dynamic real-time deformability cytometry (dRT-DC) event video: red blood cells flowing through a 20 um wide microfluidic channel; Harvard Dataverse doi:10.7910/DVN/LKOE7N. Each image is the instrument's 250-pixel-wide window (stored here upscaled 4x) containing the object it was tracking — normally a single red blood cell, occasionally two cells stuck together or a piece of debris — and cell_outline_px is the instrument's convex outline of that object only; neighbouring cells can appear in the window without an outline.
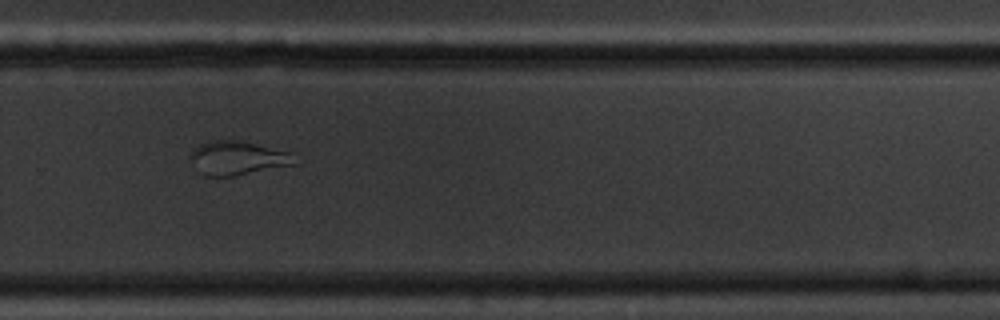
{"species": "common noctule bat (a hibernating species)", "species_latin": "Nyctalus noctula", "temperature_condition": "cold", "stored_images_in_passage": 15, "camera_frame_rate_fps": 3000, "um_per_image_px": 0.085, "animal": {"sex": "male", "body_mass_g": 20.1, "forearm_length_mm": 53.5}, "frame": {"image": 1, "passage_image": 11, "time_ms": 12.667, "image_size_px": [1000, 320], "cell_outline_px": [[296, 164], [232, 176], [204, 176], [200, 172], [188, 156], [200, 144], [216, 140], [236, 140], [288, 152]], "centroid_in_image_um": [20.13, 13.45], "position_along_channel_um": 309.7, "area_um2": 19.83}}
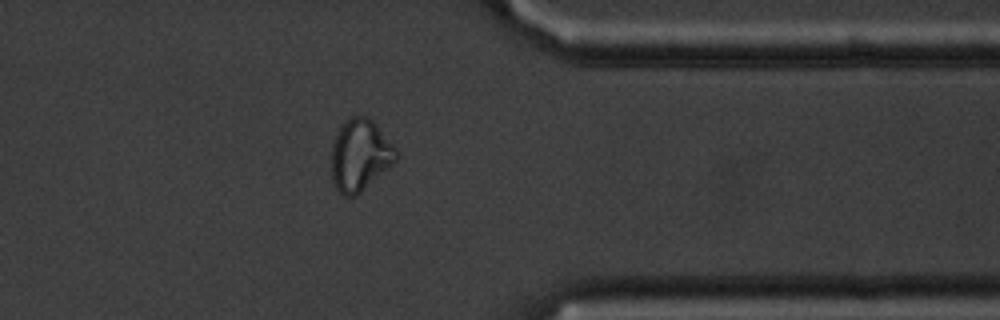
{"frame": {"image": 2, "passage_image": 13, "time_ms": 15.0, "image_size_px": [1000, 320], "cell_outline_px": [[400, 156], [392, 164], [356, 196], [344, 196], [336, 188], [332, 180], [332, 144], [344, 120], [352, 116], [368, 116], [376, 124], [400, 152]], "centroid_in_image_um": [30.62, 13.17], "position_along_channel_um": 380.8, "area_um2": 26.93}, "authors_computed_cell_mechanics": {"area_um2": 26.9348, "velocity_mm_per_s": 3.4297, "shape_relaxation_time_tau1_ms": null, "shape_relaxation_time_tau2_ms": 1.1753, "deformation_change_tau1": null, "deformation_change_tau2": 0.0613}}